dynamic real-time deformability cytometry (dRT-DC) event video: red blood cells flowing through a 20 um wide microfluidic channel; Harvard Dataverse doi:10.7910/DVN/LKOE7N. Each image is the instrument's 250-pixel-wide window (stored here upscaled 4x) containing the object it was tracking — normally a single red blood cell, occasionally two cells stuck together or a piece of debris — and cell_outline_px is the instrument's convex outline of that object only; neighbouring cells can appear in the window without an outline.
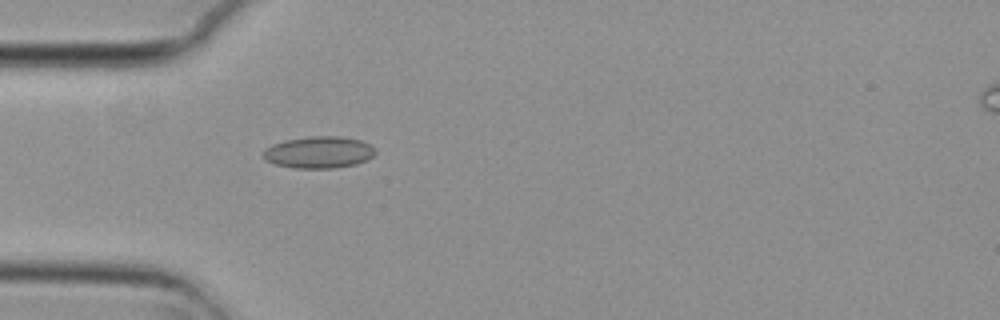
{"species": "common noctule bat (a hibernating species)", "species_latin": "Nyctalus noctula", "temperature_condition": "cold", "stored_images_in_passage": 4, "camera_frame_rate_fps": 3000, "um_per_image_px": 0.085, "animal": {"sex": "female", "body_mass_g": 29.2, "forearm_length_mm": 56.3}, "frame": {"image": 1, "passage_image": 4, "time_ms": 1.0, "image_size_px": [1000, 320], "cell_outline_px": [[376, 152], [368, 160], [356, 164], [332, 168], [292, 168], [276, 164], [264, 160], [264, 148], [272, 144], [284, 140], [308, 136], [340, 136], [360, 140], [376, 148]], "centroid_in_image_um": [27.09, 12.94], "position_along_channel_um": 57.9, "area_um2": 20.92}}